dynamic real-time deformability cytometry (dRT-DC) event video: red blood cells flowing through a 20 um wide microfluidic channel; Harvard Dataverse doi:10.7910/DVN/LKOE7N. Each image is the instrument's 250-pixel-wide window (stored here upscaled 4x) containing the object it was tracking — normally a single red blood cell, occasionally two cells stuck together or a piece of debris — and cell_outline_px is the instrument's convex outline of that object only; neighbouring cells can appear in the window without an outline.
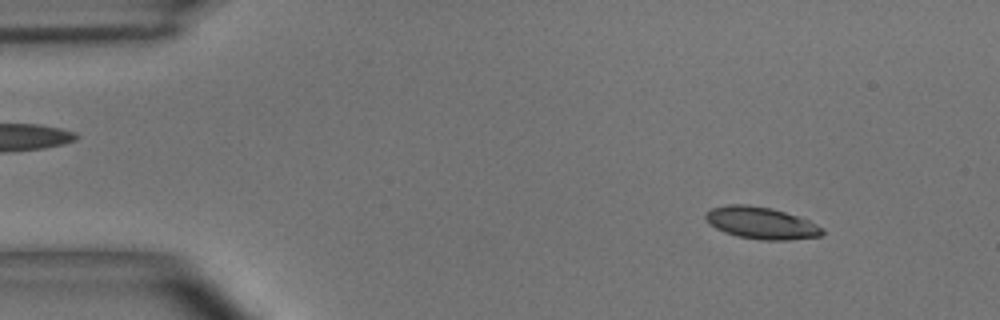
{"species": "common noctule bat (a hibernating species)", "species_latin": "Nyctalus noctula", "temperature_condition": "room temperature", "stored_images_in_passage": 54, "camera_frame_rate_fps": 3000, "um_per_image_px": 0.085, "animal": {"sex": "male", "body_mass_g": 15.6}, "frame": {"image": 1, "passage_image": 6, "time_ms": 1.667, "image_size_px": [1000, 320], "cell_outline_px": [[824, 232], [820, 236], [788, 240], [760, 240], [736, 236], [724, 232], [716, 228], [704, 216], [712, 208], [728, 204], [748, 204], [772, 208], [808, 220], [824, 228]], "centroid_in_image_um": [64.72, 18.95], "position_along_channel_um": 20.3, "area_um2": 21.62}}
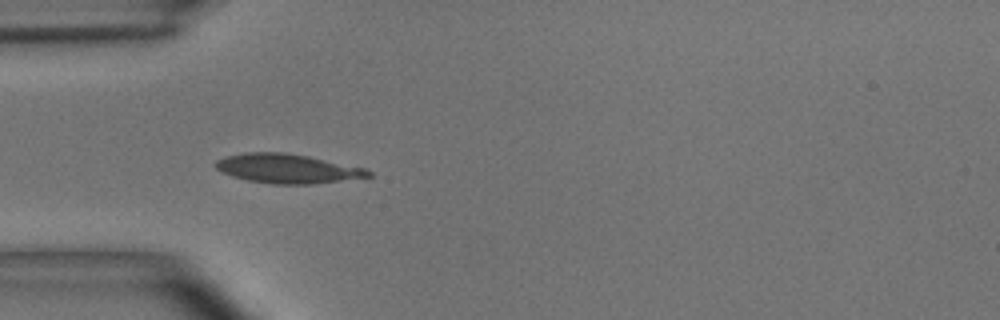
{"frame": {"image": 2, "passage_image": 16, "time_ms": 5.0, "image_size_px": [1000, 320], "cell_outline_px": [[372, 176], [312, 184], [272, 184], [248, 180], [232, 176], [216, 168], [212, 164], [216, 160], [228, 156], [244, 152], [284, 152], [308, 156], [364, 168], [372, 172]], "centroid_in_image_um": [24.4, 14.32], "position_along_channel_um": 60.6, "area_um2": 25.84}}
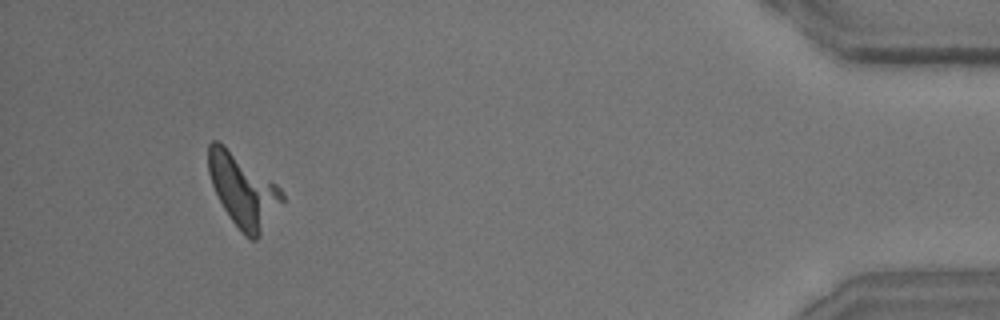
{"frame": {"image": 3, "passage_image": 51, "time_ms": 16.667, "image_size_px": [1000, 320], "cell_outline_px": [[284, 200], [260, 236], [256, 240], [252, 240], [244, 236], [232, 220], [224, 208], [212, 184], [208, 172], [208, 144], [212, 140], [216, 140], [224, 144], [276, 184], [284, 192]], "centroid_in_image_um": [20.65, 16.18], "position_along_channel_um": 414.5, "area_um2": 30.81}}